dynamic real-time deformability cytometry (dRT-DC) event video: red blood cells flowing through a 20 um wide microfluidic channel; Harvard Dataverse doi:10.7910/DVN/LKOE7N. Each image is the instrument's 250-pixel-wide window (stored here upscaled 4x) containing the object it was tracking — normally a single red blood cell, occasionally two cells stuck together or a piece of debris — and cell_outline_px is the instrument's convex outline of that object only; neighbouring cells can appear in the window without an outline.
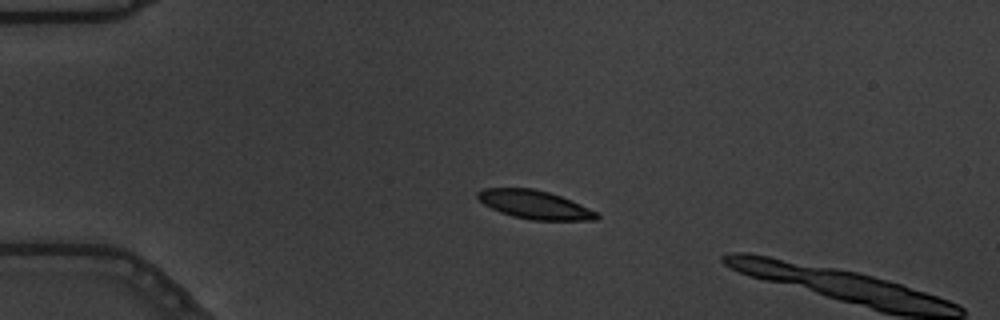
{"species": "common noctule bat (a hibernating species)", "species_latin": "Nyctalus noctula", "temperature_condition": "warm", "stored_images_in_passage": 4, "camera_frame_rate_fps": 3000, "um_per_image_px": 0.085, "animal": {"sex": "male", "body_mass_g": 19.5, "forearm_length_mm": 54.6}, "frame": {"image": 1, "passage_image": 1, "time_ms": 0.0, "image_size_px": [1000, 320], "cell_outline_px": [[600, 216], [596, 220], [532, 220], [512, 216], [500, 212], [484, 204], [476, 196], [476, 192], [484, 188], [532, 188], [548, 192], [572, 200], [600, 212]], "centroid_in_image_um": [45.49, 17.4], "position_along_channel_um": 39.5, "area_um2": 19.88}}